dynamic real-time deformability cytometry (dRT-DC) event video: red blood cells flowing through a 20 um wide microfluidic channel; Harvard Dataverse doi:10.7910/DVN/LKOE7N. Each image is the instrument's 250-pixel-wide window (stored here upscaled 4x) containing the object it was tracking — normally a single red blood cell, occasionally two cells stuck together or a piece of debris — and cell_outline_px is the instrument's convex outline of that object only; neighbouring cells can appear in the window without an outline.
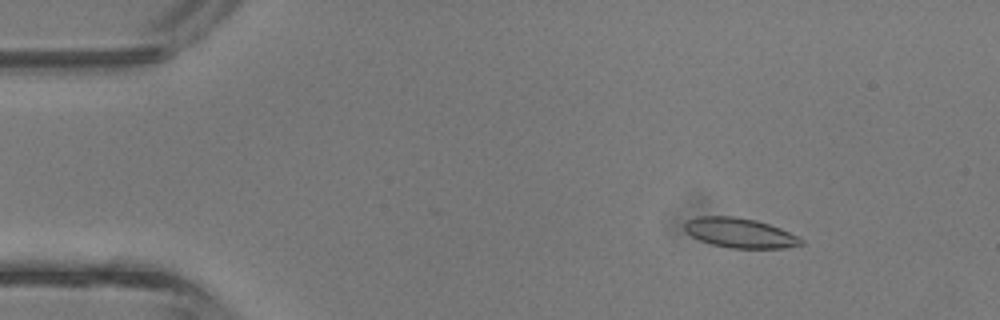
{"species": "common noctule bat (a hibernating species)", "species_latin": "Nyctalus noctula", "temperature_condition": "room temperature", "stored_images_in_passage": 3, "camera_frame_rate_fps": 3000, "um_per_image_px": 0.085, "animal": {"sex": "male", "body_mass_g": 13.3}, "frame": {"image": 1, "passage_image": 1, "time_ms": 0.0, "image_size_px": [1000, 320], "cell_outline_px": [[804, 244], [784, 248], [732, 248], [712, 244], [700, 240], [692, 236], [684, 228], [684, 224], [688, 220], [700, 216], [732, 216], [756, 220], [780, 228], [800, 236], [804, 240]], "centroid_in_image_um": [62.94, 19.8], "position_along_channel_um": 22.1, "area_um2": 20.11}}